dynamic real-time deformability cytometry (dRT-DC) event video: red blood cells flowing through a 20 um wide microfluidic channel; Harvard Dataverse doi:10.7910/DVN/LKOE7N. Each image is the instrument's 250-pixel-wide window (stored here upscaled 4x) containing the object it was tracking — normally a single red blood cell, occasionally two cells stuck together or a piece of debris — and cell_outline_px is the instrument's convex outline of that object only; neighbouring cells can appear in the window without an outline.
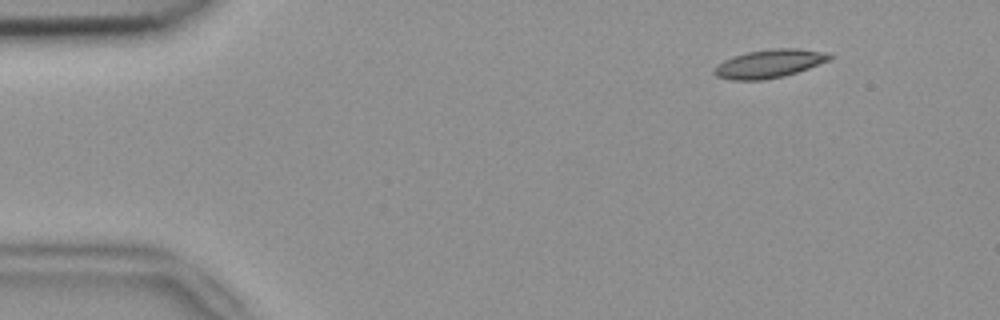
{"species": "common noctule bat (a hibernating species)", "species_latin": "Nyctalus noctula", "temperature_condition": "room temperature", "stored_images_in_passage": 48, "camera_frame_rate_fps": 3000, "um_per_image_px": 0.085, "animal": {"sex": "female", "body_mass_g": 18.4}, "frame": {"image": 1, "passage_image": 1, "time_ms": 0.0, "image_size_px": [1000, 320], "cell_outline_px": [[836, 56], [828, 60], [808, 68], [784, 76], [764, 80], [732, 80], [716, 76], [712, 72], [724, 60], [732, 56], [748, 52], [772, 48], [800, 48], [824, 52]], "centroid_in_image_um": [65.4, 5.4], "position_along_channel_um": 19.6, "area_um2": 18.96}}
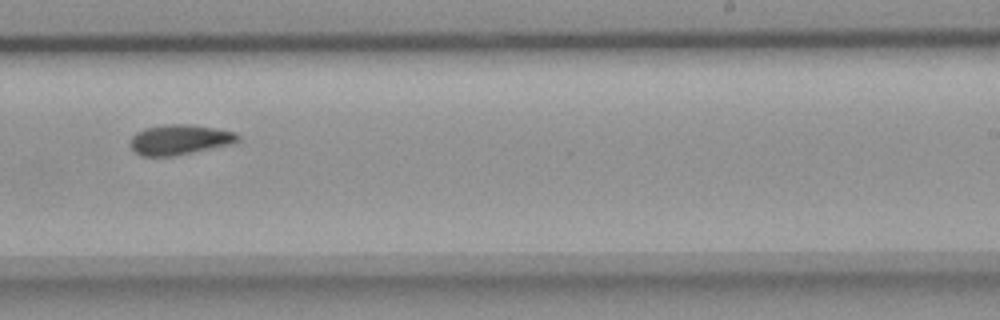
{"frame": {"image": 2, "passage_image": 28, "time_ms": 9.0, "image_size_px": [1000, 320], "cell_outline_px": [[240, 140], [228, 144], [176, 156], [140, 156], [128, 144], [132, 136], [136, 132], [144, 128], [164, 124], [192, 124], [236, 132], [240, 136]], "centroid_in_image_um": [15.22, 11.86], "position_along_channel_um": 273.8, "area_um2": 18.96}}
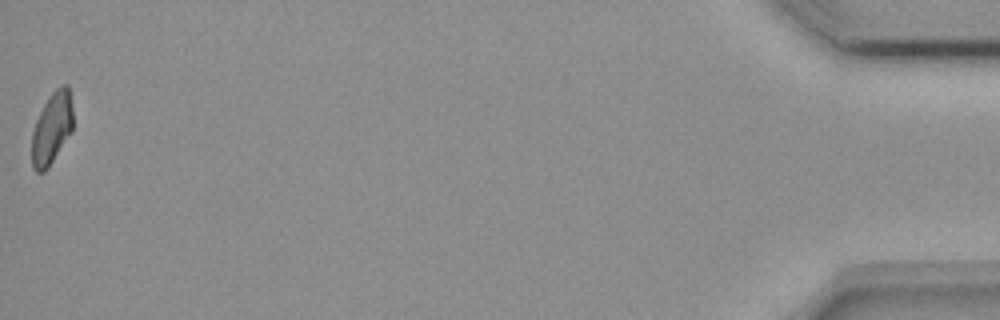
{"frame": {"image": 3, "passage_image": 48, "time_ms": 15.667, "image_size_px": [1000, 320], "cell_outline_px": [[72, 132], [48, 168], [44, 172], [36, 172], [32, 168], [32, 132], [36, 120], [44, 104], [52, 92], [60, 84], [68, 84], [72, 108]], "centroid_in_image_um": [4.41, 10.91], "position_along_channel_um": 430.8, "area_um2": 17.28}, "authors_computed_cell_mechanics": {"area_um2": 18.6694, "velocity_mm_per_s": 3.8027, "shape_relaxation_time_tau1_ms": 9.5874, "shape_relaxation_time_tau2_ms": 8.7196, "deformation_change_tau1": 0.1773, "deformation_change_tau2": 0.1683}}